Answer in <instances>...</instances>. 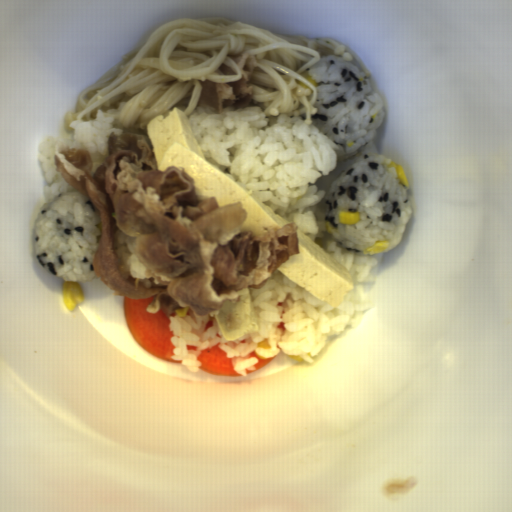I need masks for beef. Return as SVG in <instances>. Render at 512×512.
<instances>
[{
	"label": "beef",
	"instance_id": "beef-2",
	"mask_svg": "<svg viewBox=\"0 0 512 512\" xmlns=\"http://www.w3.org/2000/svg\"><path fill=\"white\" fill-rule=\"evenodd\" d=\"M241 72V78L232 82L201 81L202 91L196 104L203 108L212 107L216 113H223L224 106H233L236 110L246 109L253 100V87L250 83L257 64V57L250 53L228 55Z\"/></svg>",
	"mask_w": 512,
	"mask_h": 512
},
{
	"label": "beef",
	"instance_id": "beef-3",
	"mask_svg": "<svg viewBox=\"0 0 512 512\" xmlns=\"http://www.w3.org/2000/svg\"><path fill=\"white\" fill-rule=\"evenodd\" d=\"M224 75H232V74H237L236 72H234L232 69H230L227 65H225L224 63L220 65V67L218 68Z\"/></svg>",
	"mask_w": 512,
	"mask_h": 512
},
{
	"label": "beef",
	"instance_id": "beef-1",
	"mask_svg": "<svg viewBox=\"0 0 512 512\" xmlns=\"http://www.w3.org/2000/svg\"><path fill=\"white\" fill-rule=\"evenodd\" d=\"M106 156L91 176L88 149L56 144L53 165L62 179L100 212L94 274L128 299L154 298L145 310L171 317L189 307L205 317L226 301L241 303L242 288L261 290L274 271L300 253L299 226H268L263 236L242 232V202L200 201L185 167L157 169L149 138L108 135Z\"/></svg>",
	"mask_w": 512,
	"mask_h": 512
}]
</instances>
